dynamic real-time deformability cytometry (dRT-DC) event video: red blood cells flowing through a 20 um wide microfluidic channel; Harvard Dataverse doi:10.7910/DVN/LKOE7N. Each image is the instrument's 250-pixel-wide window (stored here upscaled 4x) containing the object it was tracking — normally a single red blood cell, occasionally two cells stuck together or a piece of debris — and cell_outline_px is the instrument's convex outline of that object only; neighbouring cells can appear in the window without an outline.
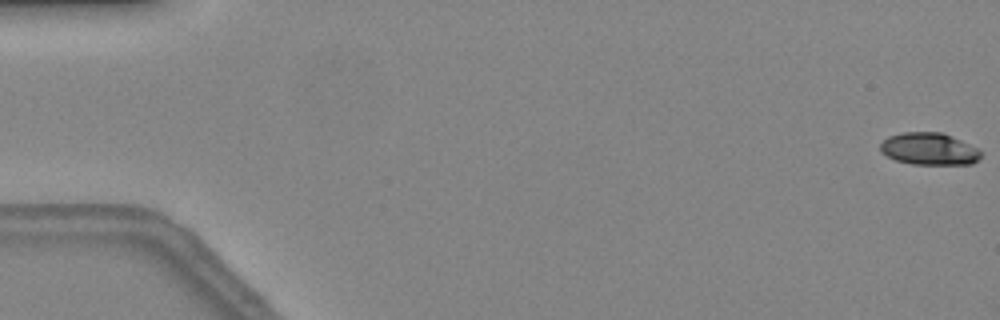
{"species": "common noctule bat (a hibernating species)", "species_latin": "Nyctalus noctula", "temperature_condition": "warm", "stored_images_in_passage": 49, "camera_frame_rate_fps": 3000, "um_per_image_px": 0.085, "animal": {"sex": "female", "body_mass_g": 24.6, "forearm_length_mm": 56.2}, "frame": {"image": 1, "passage_image": 1, "time_ms": 0.0, "image_size_px": [1000, 320], "cell_outline_px": [[980, 156], [972, 164], [912, 164], [896, 160], [880, 152], [880, 144], [888, 136], [904, 132], [944, 132], [976, 148], [980, 152]], "centroid_in_image_um": [78.94, 12.65], "position_along_channel_um": 6.1, "area_um2": 18.67}}
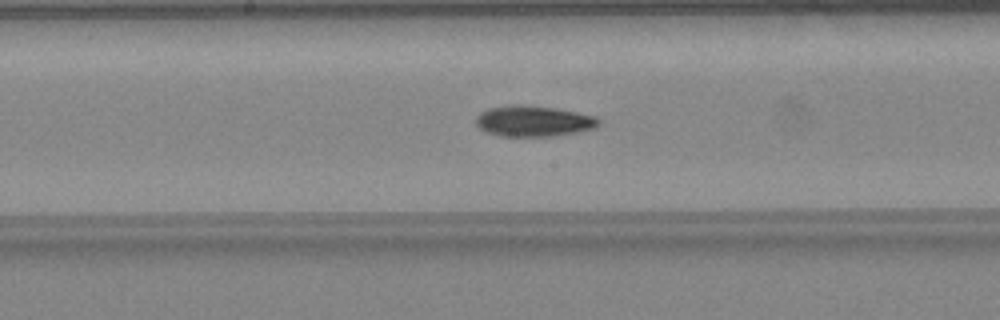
{"frame": {"image": 2, "passage_image": 26, "time_ms": 8.333, "image_size_px": [1000, 320], "cell_outline_px": [[600, 124], [596, 128], [576, 132], [552, 136], [500, 136], [484, 132], [476, 124], [476, 116], [480, 112], [488, 108], [516, 104], [520, 104], [552, 108], [576, 112], [596, 116], [600, 120]], "centroid_in_image_um": [45.33, 10.3], "position_along_channel_um": 202.9, "area_um2": 22.08}}
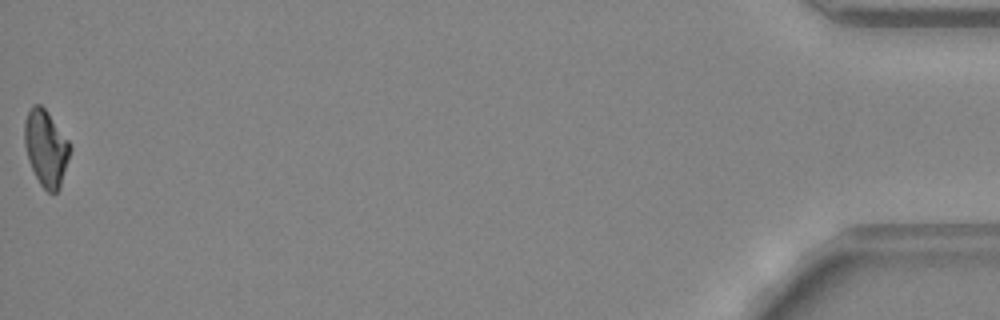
{"frame": {"image": 3, "passage_image": 49, "time_ms": 16.0, "image_size_px": [1000, 320], "cell_outline_px": [[72, 148], [60, 188], [56, 192], [48, 192], [40, 184], [28, 160], [24, 144], [24, 120], [32, 104], [40, 104], [48, 112], [72, 144]], "centroid_in_image_um": [3.92, 12.56], "position_along_channel_um": 431.3, "area_um2": 20.4}, "authors_computed_cell_mechanics": {"area_um2": 20.6346, "velocity_mm_per_s": 4.3084, "shape_relaxation_time_tau1_ms": 3.5376, "shape_relaxation_time_tau2_ms": null, "deformation_change_tau1": 0.146, "deformation_change_tau2": null}}